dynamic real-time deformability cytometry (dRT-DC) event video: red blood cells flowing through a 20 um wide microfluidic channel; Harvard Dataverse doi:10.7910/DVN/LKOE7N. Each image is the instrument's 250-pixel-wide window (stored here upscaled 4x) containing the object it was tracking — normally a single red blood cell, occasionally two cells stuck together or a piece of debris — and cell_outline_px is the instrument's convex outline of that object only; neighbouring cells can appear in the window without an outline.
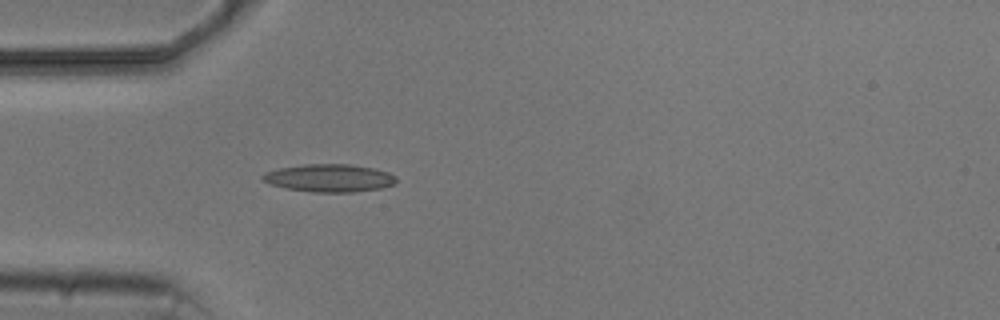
{"species": "common noctule bat (a hibernating species)", "species_latin": "Nyctalus noctula", "temperature_condition": "cold", "stored_images_in_passage": 3, "camera_frame_rate_fps": 3000, "um_per_image_px": 0.085, "animal": {"sex": "male", "body_mass_g": 20.5, "forearm_length_mm": 52.5}, "frame": {"image": 1, "passage_image": 3, "time_ms": 4.333, "image_size_px": [1000, 320], "cell_outline_px": [[396, 184], [380, 188], [352, 192], [312, 192], [288, 188], [272, 184], [264, 180], [260, 176], [264, 172], [280, 168], [304, 164], [352, 164], [376, 168], [388, 172], [396, 176]], "centroid_in_image_um": [28.04, 15.12], "position_along_channel_um": 57.0, "area_um2": 21.62}}